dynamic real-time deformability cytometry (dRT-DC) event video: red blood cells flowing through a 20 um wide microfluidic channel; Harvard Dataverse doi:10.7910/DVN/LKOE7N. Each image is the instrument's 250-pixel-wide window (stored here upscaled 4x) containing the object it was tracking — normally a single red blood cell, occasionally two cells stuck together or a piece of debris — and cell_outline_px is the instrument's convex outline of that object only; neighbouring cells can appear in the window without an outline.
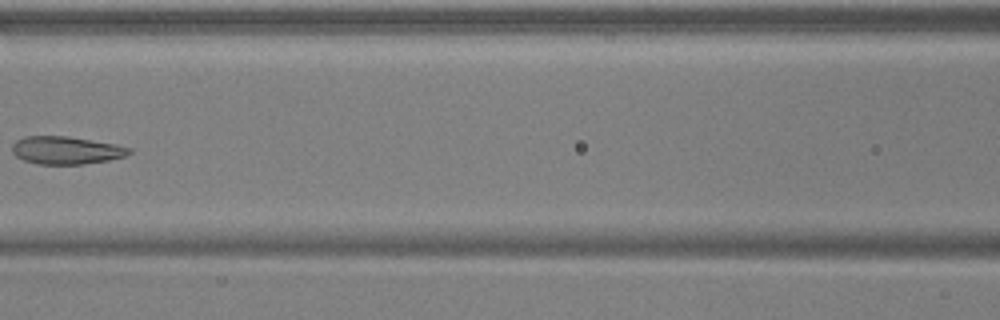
{"species": "common noctule bat (a hibernating species)", "species_latin": "Nyctalus noctula", "temperature_condition": "warm", "stored_images_in_passage": 7, "camera_frame_rate_fps": 3000, "um_per_image_px": 0.085, "animal": {"sex": "male", "body_mass_g": 17.9, "forearm_length_mm": 54.2}, "frame": {"image": 1, "passage_image": 6, "time_ms": 1.667, "image_size_px": [1000, 320], "cell_outline_px": [[132, 152], [124, 156], [108, 160], [84, 164], [36, 164], [24, 160], [16, 156], [12, 152], [12, 144], [16, 140], [24, 136], [68, 136], [116, 144], [132, 148]], "centroid_in_image_um": [5.61, 12.77], "position_along_channel_um": 161.0, "area_um2": 19.02}}
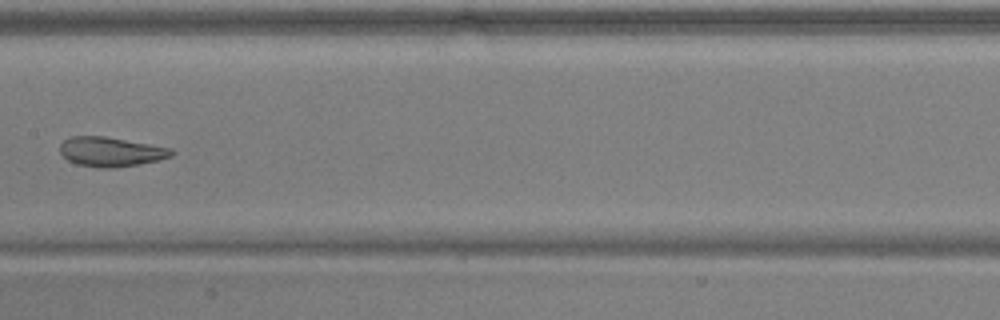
{"frame": {"image": 2, "passage_image": 7, "time_ms": 2.0, "image_size_px": [1000, 320], "cell_outline_px": [[176, 152], [172, 156], [160, 160], [112, 168], [96, 168], [76, 164], [68, 160], [60, 152], [60, 144], [64, 140], [72, 136], [104, 136], [172, 148]], "centroid_in_image_um": [9.43, 12.9], "position_along_channel_um": 198.0, "area_um2": 19.19}}